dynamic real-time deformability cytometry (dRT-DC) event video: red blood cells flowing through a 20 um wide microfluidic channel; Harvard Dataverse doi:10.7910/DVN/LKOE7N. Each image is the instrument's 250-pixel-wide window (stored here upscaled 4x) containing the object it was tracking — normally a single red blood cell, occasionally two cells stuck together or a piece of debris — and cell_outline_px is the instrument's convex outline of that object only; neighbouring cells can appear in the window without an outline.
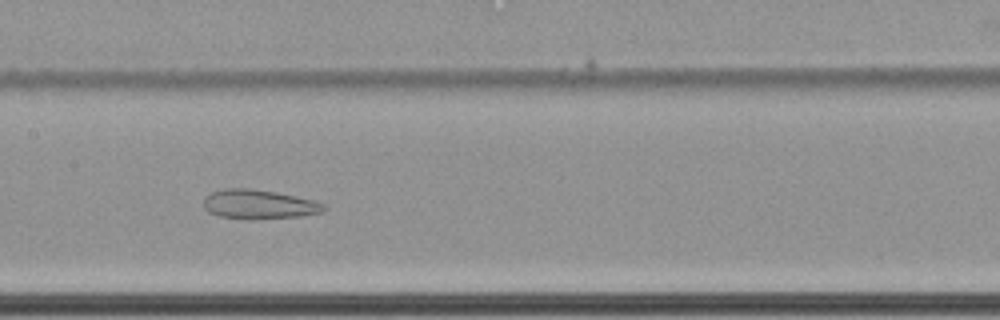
{"species": "common noctule bat (a hibernating species)", "species_latin": "Nyctalus noctula", "temperature_condition": "cold", "stored_images_in_passage": 51, "camera_frame_rate_fps": 3000, "um_per_image_px": 0.085, "animal": {"sex": "female", "body_mass_g": 22.7, "forearm_length_mm": 54.2}, "frame": {"image": 1, "passage_image": 22, "time_ms": 7.0, "image_size_px": [1000, 320], "cell_outline_px": [[328, 208], [324, 212], [300, 216], [252, 220], [248, 220], [220, 216], [208, 212], [204, 208], [204, 196], [212, 192], [224, 188], [248, 188], [276, 192], [316, 200], [324, 204]], "centroid_in_image_um": [22.03, 17.37], "position_along_channel_um": 185.4, "area_um2": 20.87}, "authors_computed_cell_mechanics": {"area_um2": 26.9348, "velocity_mm_per_s": 3.4247, "shape_relaxation_time_tau1_ms": null, "shape_relaxation_time_tau2_ms": 1.8729, "deformation_change_tau1": null, "deformation_change_tau2": 0.0956}}